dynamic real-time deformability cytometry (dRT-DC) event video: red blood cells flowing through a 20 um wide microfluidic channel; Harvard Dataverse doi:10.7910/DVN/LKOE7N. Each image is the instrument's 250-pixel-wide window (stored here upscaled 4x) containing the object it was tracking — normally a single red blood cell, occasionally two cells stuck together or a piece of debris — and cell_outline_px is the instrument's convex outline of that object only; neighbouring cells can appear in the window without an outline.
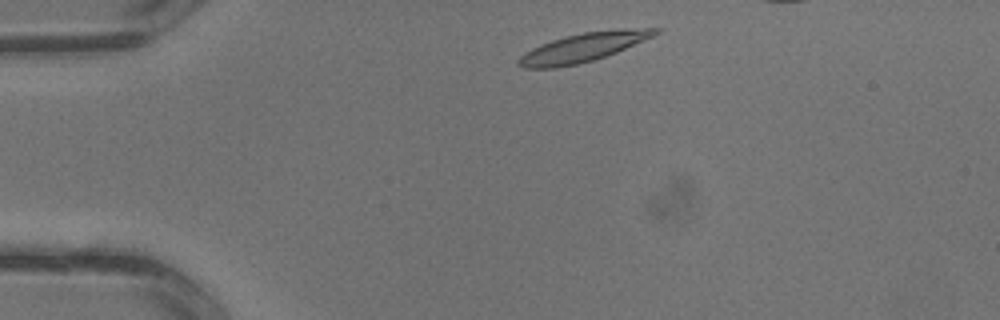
{"species": "common noctule bat (a hibernating species)", "species_latin": "Nyctalus noctula", "temperature_condition": "warm", "stored_images_in_passage": 2, "segment_of_instrument_passage": [2, 2], "camera_frame_rate_fps": 3000, "um_per_image_px": 0.085, "animal": {"sex": "male", "body_mass_g": 13.3}, "frame": {"image": 1, "passage_image": 2, "time_ms": 0.333, "image_size_px": [1000, 320], "cell_outline_px": [[660, 32], [656, 36], [616, 52], [592, 60], [576, 64], [556, 68], [524, 68], [516, 64], [516, 60], [524, 52], [540, 44], [552, 40], [584, 32], [620, 28], [660, 28]], "centroid_in_image_um": [49.58, 4.02], "position_along_channel_um": 35.4, "area_um2": 23.0}}